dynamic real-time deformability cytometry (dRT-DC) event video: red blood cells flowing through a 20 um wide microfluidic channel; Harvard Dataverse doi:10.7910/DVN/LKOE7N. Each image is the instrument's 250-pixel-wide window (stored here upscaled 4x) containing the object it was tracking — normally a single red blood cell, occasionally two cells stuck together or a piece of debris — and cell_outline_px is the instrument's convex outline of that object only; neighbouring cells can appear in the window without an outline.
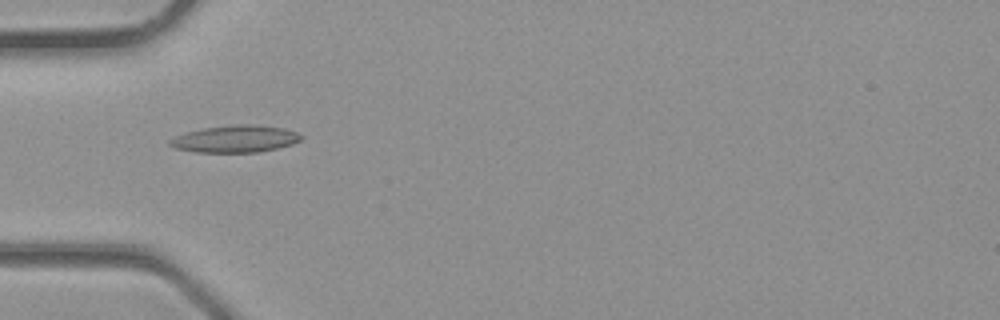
{"species": "common noctule bat (a hibernating species)", "species_latin": "Nyctalus noctula", "temperature_condition": "room temperature", "stored_images_in_passage": 1, "camera_frame_rate_fps": 3000, "um_per_image_px": 0.085, "animal": {"sex": "male", "body_mass_g": 23.1, "forearm_length_mm": 52.7}, "frame": {"image": 1, "passage_image": 1, "time_ms": 0.0, "image_size_px": [1000, 320], "cell_outline_px": [[304, 136], [300, 140], [292, 144], [260, 152], [196, 152], [176, 148], [168, 144], [168, 140], [176, 136], [188, 132], [204, 128], [232, 124], [256, 124], [284, 128], [296, 132]], "centroid_in_image_um": [20.02, 11.8], "position_along_channel_um": 65.0, "area_um2": 20.69}}